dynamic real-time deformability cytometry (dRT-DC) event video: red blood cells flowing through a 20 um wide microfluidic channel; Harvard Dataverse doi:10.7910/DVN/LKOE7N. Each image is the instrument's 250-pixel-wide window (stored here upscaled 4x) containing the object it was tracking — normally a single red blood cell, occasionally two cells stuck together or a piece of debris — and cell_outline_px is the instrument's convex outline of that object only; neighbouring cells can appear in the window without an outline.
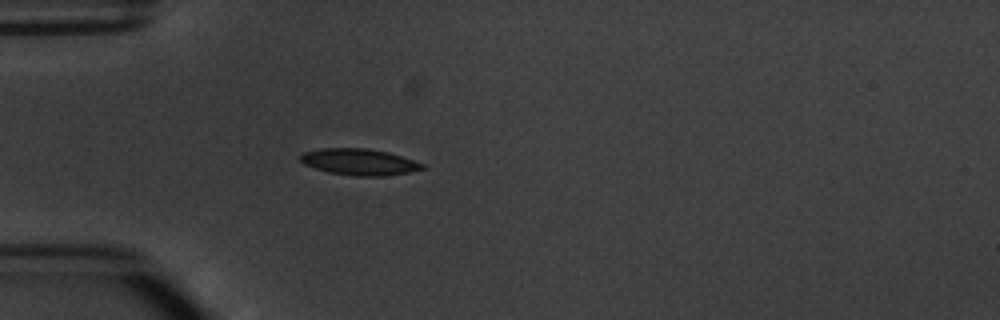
{"species": "common noctule bat (a hibernating species)", "species_latin": "Nyctalus noctula", "temperature_condition": "warm", "stored_images_in_passage": 4, "camera_frame_rate_fps": 3000, "um_per_image_px": 0.085, "animal": {"sex": "male", "body_mass_g": 20.1, "forearm_length_mm": 53.5}, "frame": {"image": 1, "passage_image": 4, "time_ms": 3.667, "image_size_px": [1000, 320], "cell_outline_px": [[428, 168], [408, 172], [384, 176], [356, 176], [328, 172], [304, 164], [300, 160], [300, 156], [304, 152], [320, 148], [364, 148], [388, 152], [424, 164]], "centroid_in_image_um": [30.54, 13.76], "position_along_channel_um": 54.5, "area_um2": 18.61}}